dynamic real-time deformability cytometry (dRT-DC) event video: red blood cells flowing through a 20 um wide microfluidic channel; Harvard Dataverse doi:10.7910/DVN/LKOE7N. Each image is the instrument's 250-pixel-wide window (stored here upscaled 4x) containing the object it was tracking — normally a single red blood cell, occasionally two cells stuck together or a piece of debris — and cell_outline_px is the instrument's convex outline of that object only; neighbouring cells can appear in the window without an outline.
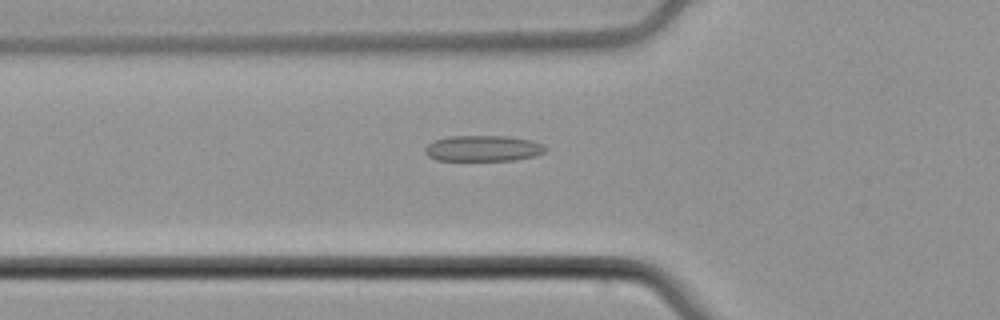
{"species": "common noctule bat (a hibernating species)", "species_latin": "Nyctalus noctula", "temperature_condition": "cold", "stored_images_in_passage": 51, "camera_frame_rate_fps": 3000, "um_per_image_px": 0.085, "animal": {"sex": "male", "body_mass_g": 21.5, "forearm_length_mm": 52.0}, "frame": {"image": 1, "passage_image": 19, "time_ms": 6.0, "image_size_px": [1000, 320], "cell_outline_px": [[548, 148], [544, 152], [536, 156], [516, 160], [436, 160], [428, 156], [424, 152], [424, 148], [428, 144], [436, 140], [448, 136], [508, 136], [528, 140], [544, 144]], "centroid_in_image_um": [41.07, 12.61], "position_along_channel_um": 84.7, "area_um2": 18.21}}
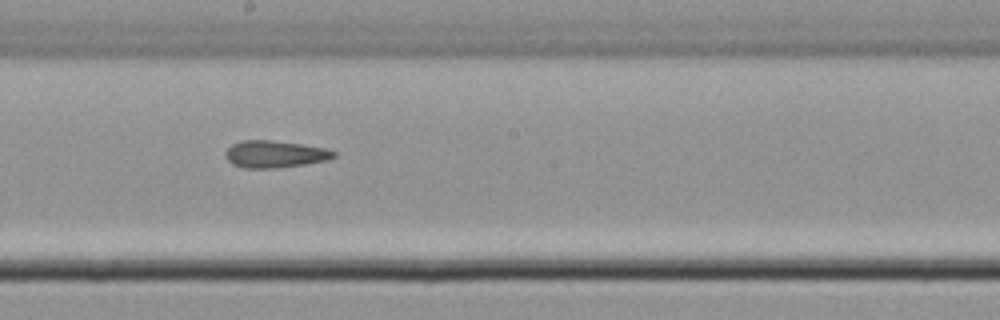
{"frame": {"image": 2, "passage_image": 30, "time_ms": 9.667, "image_size_px": [1000, 320], "cell_outline_px": [[336, 156], [328, 160], [304, 164], [276, 168], [244, 168], [232, 164], [224, 156], [224, 152], [232, 144], [244, 140], [272, 140], [300, 144], [324, 148], [336, 152]], "centroid_in_image_um": [23.33, 13.1], "position_along_channel_um": 224.9, "area_um2": 17.05}}
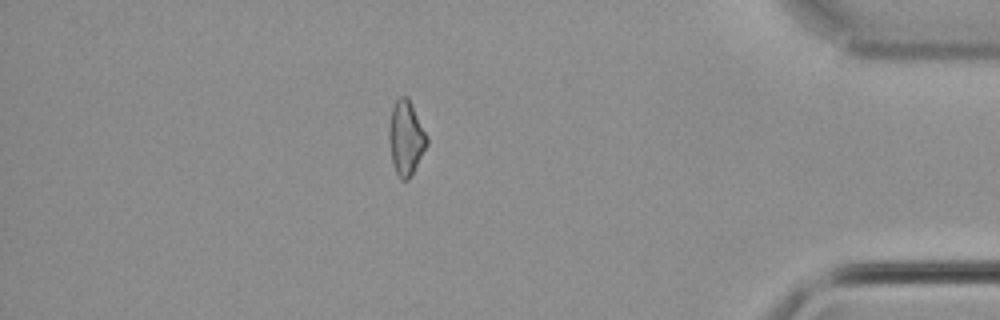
{"frame": {"image": 3, "passage_image": 47, "time_ms": 15.333, "image_size_px": [1000, 320], "cell_outline_px": [[428, 144], [408, 180], [400, 180], [392, 164], [388, 140], [388, 128], [392, 108], [396, 100], [400, 96], [408, 96], [428, 136]], "centroid_in_image_um": [34.49, 11.71], "position_along_channel_um": 400.7, "area_um2": 16.59}}